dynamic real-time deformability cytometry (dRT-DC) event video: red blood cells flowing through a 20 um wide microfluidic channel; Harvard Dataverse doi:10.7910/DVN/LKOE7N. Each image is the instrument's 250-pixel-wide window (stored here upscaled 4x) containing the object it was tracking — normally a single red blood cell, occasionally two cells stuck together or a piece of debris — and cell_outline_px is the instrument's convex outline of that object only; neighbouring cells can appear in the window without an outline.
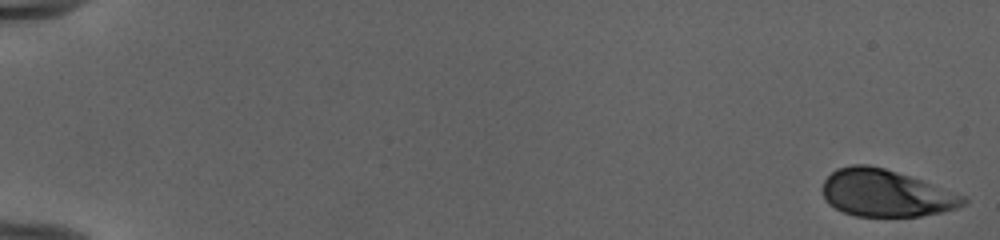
{"species": "human", "species_latin": "Homo sapiens", "temperature_condition": "cold", "stored_images_in_passage": 52, "camera_frame_rate_fps": 3000, "um_per_image_px": 0.085, "donor": {"sex": "female"}, "frame": {"image": 1, "passage_image": 1, "time_ms": 0.0, "image_size_px": [1000, 240], "cell_outline_px": [[968, 204], [956, 208], [940, 212], [920, 216], [856, 216], [844, 212], [828, 204], [824, 196], [824, 180], [836, 168], [852, 164], [868, 164], [884, 168], [920, 180], [964, 196], [968, 200]], "centroid_in_image_um": [75.28, 16.42], "position_along_channel_um": 9.7, "area_um2": 38.15}}
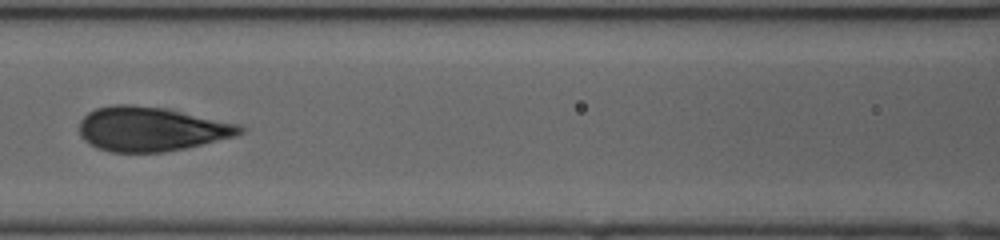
{"frame": {"image": 2, "passage_image": 26, "time_ms": 8.333, "image_size_px": [1000, 240], "cell_outline_px": [[244, 132], [236, 136], [184, 148], [164, 152], [112, 152], [96, 148], [88, 144], [80, 136], [80, 120], [88, 112], [96, 108], [112, 104], [132, 104], [160, 108], [240, 124], [244, 128]], "centroid_in_image_um": [12.8, 10.97], "position_along_channel_um": 153.8, "area_um2": 41.27}}
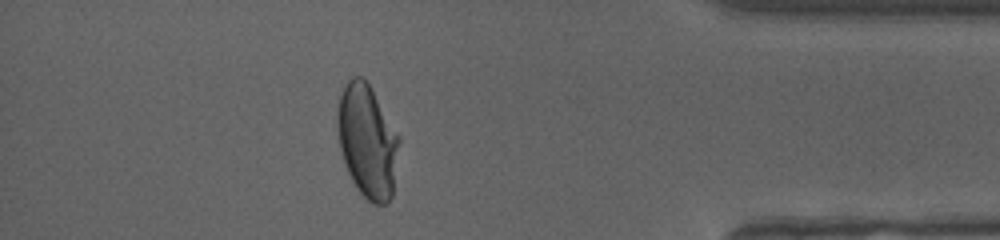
{"frame": {"image": 3, "passage_image": 47, "time_ms": 15.333, "image_size_px": [1000, 240], "cell_outline_px": [[400, 144], [392, 196], [388, 204], [372, 204], [356, 188], [344, 164], [340, 152], [336, 128], [336, 116], [340, 96], [348, 80], [352, 76], [360, 76], [372, 88], [400, 136]], "centroid_in_image_um": [31.23, 12.01], "position_along_channel_um": 404.0, "area_um2": 41.15}, "authors_computed_cell_mechanics": {"area_um2": 40.1421, "velocity_mm_per_s": 3.9929, "shape_relaxation_time_tau1_ms": 4.9102, "shape_relaxation_time_tau2_ms": null, "deformation_change_tau1": 0.2083, "deformation_change_tau2": null}}